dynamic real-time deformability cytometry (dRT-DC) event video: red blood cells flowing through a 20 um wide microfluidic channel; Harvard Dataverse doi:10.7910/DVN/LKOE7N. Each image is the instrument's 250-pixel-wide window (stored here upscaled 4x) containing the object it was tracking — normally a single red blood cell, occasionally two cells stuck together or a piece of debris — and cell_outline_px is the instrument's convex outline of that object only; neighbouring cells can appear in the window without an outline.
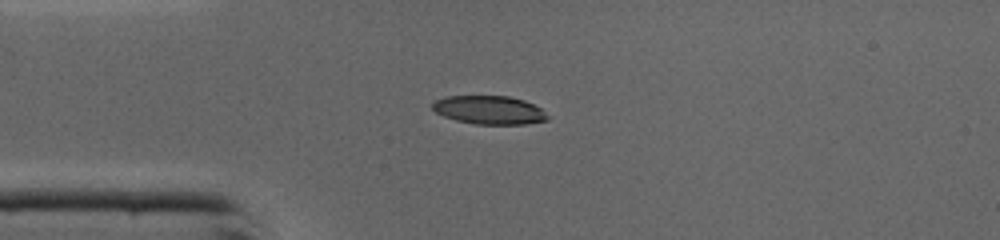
{"species": "common noctule bat (a hibernating species)", "species_latin": "Nyctalus noctula", "temperature_condition": "cold", "stored_images_in_passage": 30, "camera_frame_rate_fps": 3000, "um_per_image_px": 0.085, "animal": {"sex": "male", "body_mass_g": 19.0, "forearm_length_mm": 50.8}, "frame": {"image": 1, "passage_image": 5, "time_ms": 1.333, "image_size_px": [1000, 240], "cell_outline_px": [[548, 120], [524, 124], [476, 124], [456, 120], [444, 116], [436, 112], [432, 108], [432, 104], [436, 100], [448, 96], [508, 96], [524, 100], [540, 108], [548, 116]], "centroid_in_image_um": [41.58, 9.35], "position_along_channel_um": 43.4, "area_um2": 18.9}}
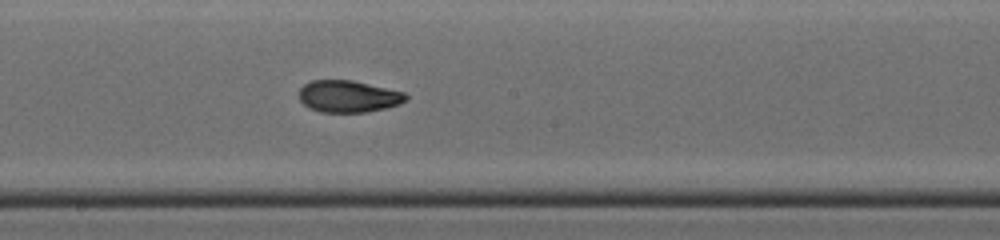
{"frame": {"image": 2, "passage_image": 18, "time_ms": 5.667, "image_size_px": [1000, 240], "cell_outline_px": [[408, 100], [400, 104], [384, 108], [364, 112], [320, 112], [308, 108], [300, 100], [300, 88], [304, 84], [312, 80], [352, 80], [404, 92], [408, 96]], "centroid_in_image_um": [29.61, 8.19], "position_along_channel_um": 218.6, "area_um2": 19.83}}
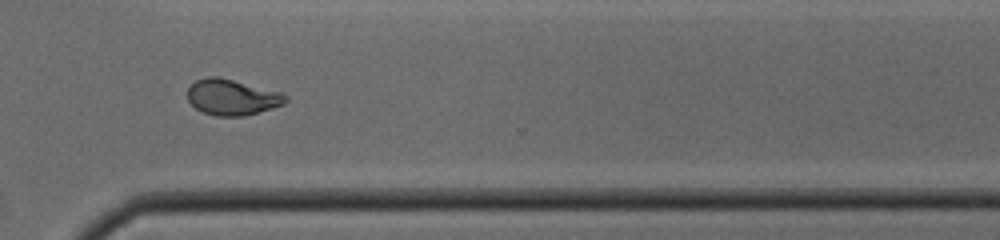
{"frame": {"image": 3, "passage_image": 27, "time_ms": 8.667, "image_size_px": [1000, 240], "cell_outline_px": [[288, 100], [284, 104], [272, 108], [244, 116], [216, 116], [204, 112], [196, 108], [188, 100], [188, 88], [196, 80], [208, 76], [216, 76], [284, 92], [288, 96]], "centroid_in_image_um": [19.77, 8.26], "position_along_channel_um": 350.8, "area_um2": 20.52}, "authors_computed_cell_mechanics": {"area_um2": 19.8543, "velocity_mm_per_s": 4.3848, "shape_relaxation_time_tau1_ms": 2.4706, "shape_relaxation_time_tau2_ms": 1.817, "deformation_change_tau1": 0.1599, "deformation_change_tau2": 0.0782}}